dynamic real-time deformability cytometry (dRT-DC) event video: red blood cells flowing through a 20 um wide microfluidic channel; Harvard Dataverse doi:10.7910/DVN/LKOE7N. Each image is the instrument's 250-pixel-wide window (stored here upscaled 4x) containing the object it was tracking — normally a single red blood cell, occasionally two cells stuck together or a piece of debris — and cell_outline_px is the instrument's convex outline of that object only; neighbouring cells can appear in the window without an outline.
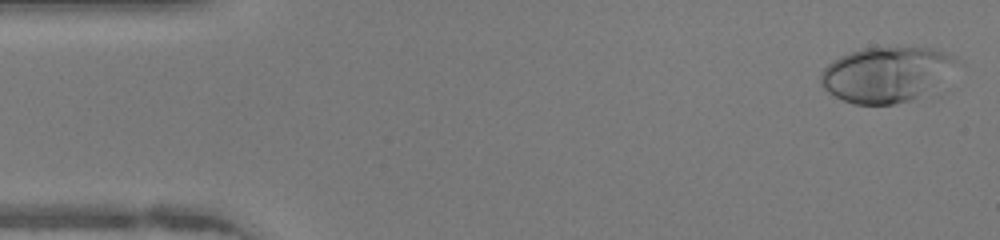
{"species": "human", "species_latin": "Homo sapiens", "temperature_condition": "warm", "stored_images_in_passage": 46, "camera_frame_rate_fps": 3000, "um_per_image_px": 0.085, "donor": {"sex": "female"}, "frame": {"image": 1, "passage_image": 1, "time_ms": 0.0, "image_size_px": [1000, 240], "cell_outline_px": [[956, 60], [912, 100], [892, 104], [852, 104], [828, 92], [820, 84], [820, 72], [832, 60], [848, 52], [860, 48], [932, 48], [944, 52], [952, 56]], "centroid_in_image_um": [75.1, 6.3], "position_along_channel_um": 9.9, "area_um2": 41.67}}
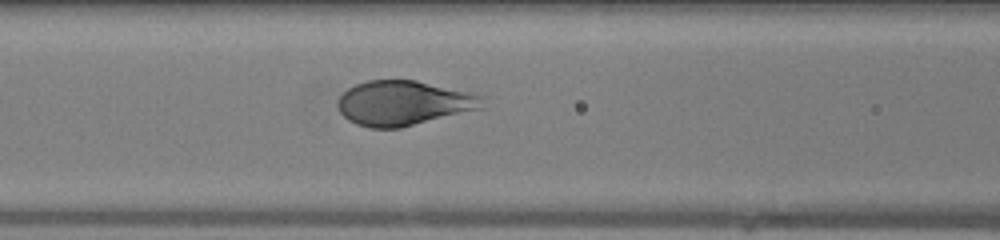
{"frame": {"image": 2, "passage_image": 18, "time_ms": 5.667, "image_size_px": [1000, 240], "cell_outline_px": [[484, 108], [400, 128], [368, 128], [356, 124], [348, 120], [340, 112], [336, 104], [340, 96], [348, 88], [356, 84], [368, 80], [416, 80], [468, 92], [484, 96]], "centroid_in_image_um": [34.3, 8.77], "position_along_channel_um": 132.3, "area_um2": 37.8}}
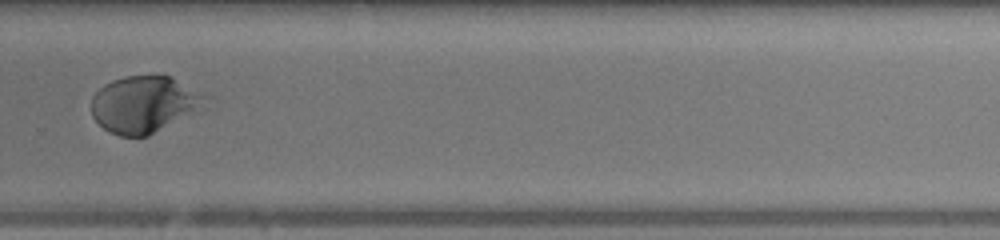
{"frame": {"image": 3, "passage_image": 31, "time_ms": 10.0, "image_size_px": [1000, 240], "cell_outline_px": [[216, 108], [148, 136], [120, 136], [104, 128], [92, 116], [92, 96], [104, 84], [112, 80], [124, 76], [172, 76], [212, 96]], "centroid_in_image_um": [12.53, 8.88], "position_along_channel_um": 317.3, "area_um2": 39.82}, "authors_computed_cell_mechanics": {"area_um2": 38.8705, "velocity_mm_per_s": 4.292, "shape_relaxation_time_tau1_ms": 3.3904, "shape_relaxation_time_tau2_ms": null, "deformation_change_tau1": 0.2299, "deformation_change_tau2": null}}